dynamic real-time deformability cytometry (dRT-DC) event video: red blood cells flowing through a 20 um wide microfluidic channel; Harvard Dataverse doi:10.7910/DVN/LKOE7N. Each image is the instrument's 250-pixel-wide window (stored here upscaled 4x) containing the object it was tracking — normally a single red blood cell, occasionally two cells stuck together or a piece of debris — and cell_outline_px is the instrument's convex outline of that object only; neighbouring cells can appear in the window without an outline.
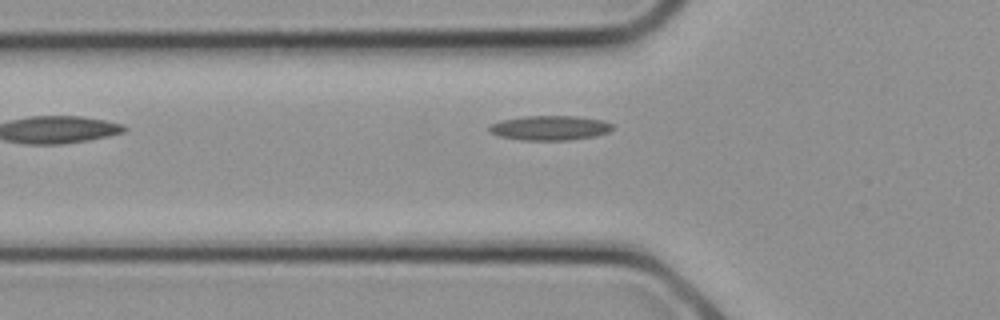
{"species": "common noctule bat (a hibernating species)", "species_latin": "Nyctalus noctula", "temperature_condition": "cold", "stored_images_in_passage": 5, "camera_frame_rate_fps": 3000, "um_per_image_px": 0.085, "animal": {"sex": "female", "body_mass_g": 21.9}, "frame": {"image": 1, "passage_image": 5, "time_ms": 1.333, "image_size_px": [1000, 320], "cell_outline_px": [[612, 128], [608, 132], [596, 136], [568, 140], [520, 140], [500, 136], [488, 132], [488, 128], [492, 124], [500, 120], [524, 116], [576, 116], [604, 120], [612, 124]], "centroid_in_image_um": [46.73, 10.87], "position_along_channel_um": 79.1, "area_um2": 17.74}}